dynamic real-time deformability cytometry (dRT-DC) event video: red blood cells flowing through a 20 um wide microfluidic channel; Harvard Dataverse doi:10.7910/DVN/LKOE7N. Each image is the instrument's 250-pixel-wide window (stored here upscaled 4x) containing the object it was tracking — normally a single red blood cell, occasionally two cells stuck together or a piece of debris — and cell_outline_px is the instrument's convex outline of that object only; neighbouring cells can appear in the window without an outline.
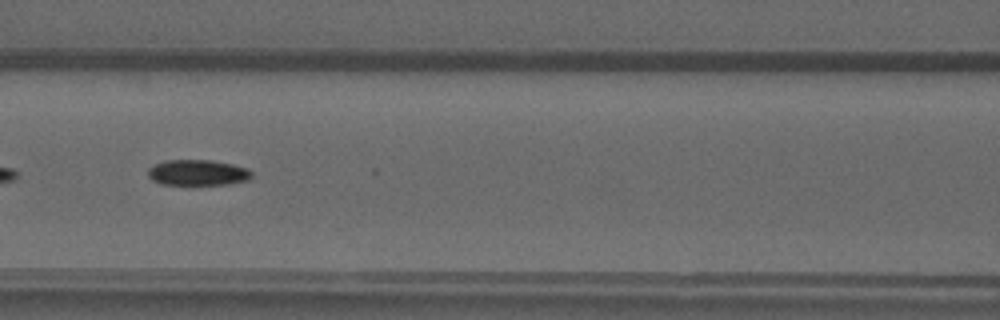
{"species": "common noctule bat (a hibernating species)", "species_latin": "Nyctalus noctula", "temperature_condition": "warm", "stored_images_in_passage": 32, "camera_frame_rate_fps": 3000, "um_per_image_px": 0.085, "animal": {"sex": "male", "forearm_length_mm": 52.5}, "frame": {"image": 1, "passage_image": 10, "time_ms": 3.0, "image_size_px": [1000, 320], "cell_outline_px": [[252, 176], [248, 180], [228, 184], [160, 184], [152, 180], [148, 176], [148, 168], [164, 160], [212, 160], [232, 164], [248, 168], [252, 172]], "centroid_in_image_um": [16.81, 14.66], "position_along_channel_um": 149.8, "area_um2": 15.55}}
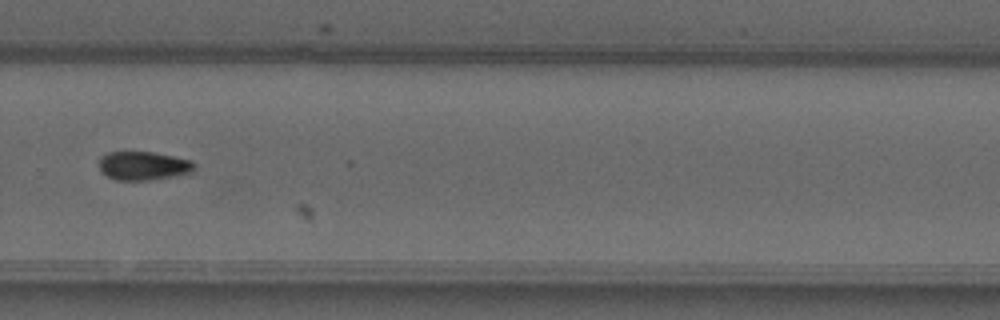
{"frame": {"image": 2, "passage_image": 22, "time_ms": 7.0, "image_size_px": [1000, 320], "cell_outline_px": [[196, 168], [192, 172], [172, 176], [148, 180], [116, 180], [100, 172], [100, 156], [108, 152], [152, 152], [192, 160], [196, 164]], "centroid_in_image_um": [12.19, 14.09], "position_along_channel_um": 317.6, "area_um2": 15.9}}